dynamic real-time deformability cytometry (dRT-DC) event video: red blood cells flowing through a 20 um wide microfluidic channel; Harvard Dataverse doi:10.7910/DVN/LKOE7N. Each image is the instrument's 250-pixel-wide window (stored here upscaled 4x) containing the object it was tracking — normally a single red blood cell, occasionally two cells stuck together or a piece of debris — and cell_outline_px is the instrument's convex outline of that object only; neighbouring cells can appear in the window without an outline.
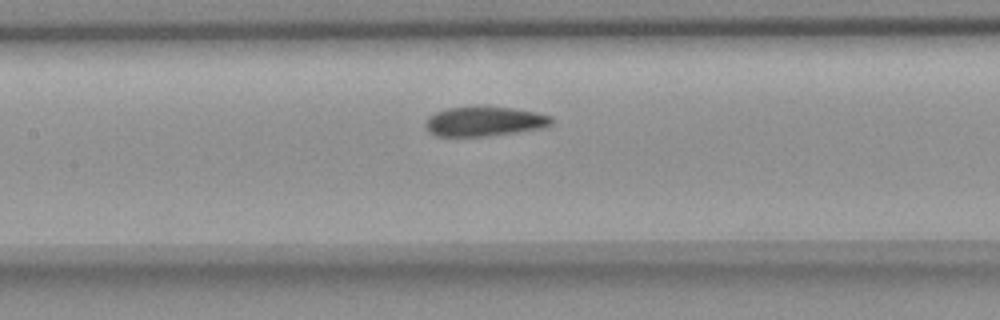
{"species": "common noctule bat (a hibernating species)", "species_latin": "Nyctalus noctula", "temperature_condition": "room temperature", "stored_images_in_passage": 5, "camera_frame_rate_fps": 3000, "um_per_image_px": 0.085, "animal": {"sex": "female", "body_mass_g": 18.4}, "frame": {"image": 1, "passage_image": 5, "time_ms": 6.0, "image_size_px": [1000, 320], "cell_outline_px": [[552, 124], [540, 128], [516, 132], [484, 136], [436, 136], [428, 132], [424, 124], [428, 116], [436, 112], [448, 108], [512, 108], [536, 112], [552, 116]], "centroid_in_image_um": [41.14, 10.34], "position_along_channel_um": 166.3, "area_um2": 21.27}}